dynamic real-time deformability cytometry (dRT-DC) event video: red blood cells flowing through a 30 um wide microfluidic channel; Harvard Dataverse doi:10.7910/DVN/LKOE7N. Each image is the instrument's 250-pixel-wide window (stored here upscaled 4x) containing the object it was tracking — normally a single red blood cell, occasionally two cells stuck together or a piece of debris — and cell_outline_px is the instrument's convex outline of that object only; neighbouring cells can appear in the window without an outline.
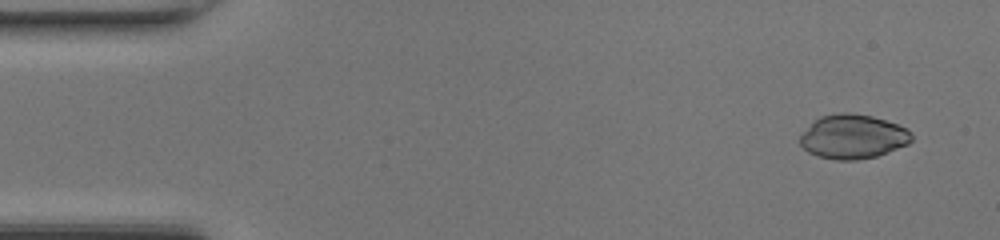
{"species": "common noctule bat (a hibernating species)", "species_latin": "Nyctalus noctula", "temperature_condition": "room temperature", "stored_images_in_passage": 44, "camera_frame_rate_fps": 3000, "um_per_image_px": 0.085, "animal": {"sex": "female", "body_mass_g": 17.0, "forearm_length_mm": 48.0}, "frame": {"image": 1, "passage_image": 3, "time_ms": 0.667, "image_size_px": [1000, 240], "cell_outline_px": [[912, 140], [908, 144], [876, 156], [856, 160], [836, 160], [820, 156], [808, 152], [800, 144], [800, 136], [820, 116], [840, 112], [848, 112], [872, 116], [908, 128], [912, 132]], "centroid_in_image_um": [72.52, 11.61], "position_along_channel_um": 12.5, "area_um2": 28.5}}
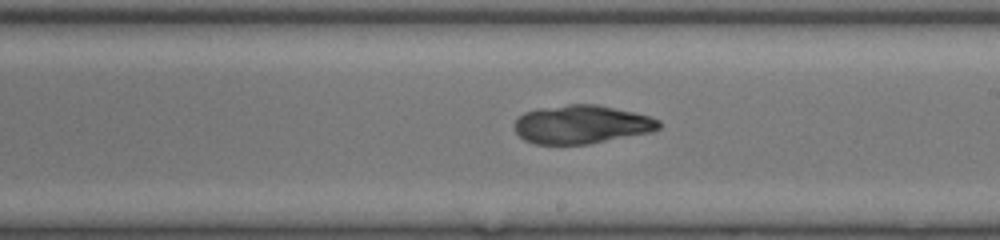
{"frame": {"image": 2, "passage_image": 27, "time_ms": 8.667, "image_size_px": [1000, 240], "cell_outline_px": [[660, 128], [652, 132], [588, 144], [536, 144], [524, 140], [516, 132], [516, 120], [524, 112], [540, 108], [568, 104], [596, 104], [652, 116], [660, 120]], "centroid_in_image_um": [49.47, 10.57], "position_along_channel_um": 239.5, "area_um2": 32.37}}
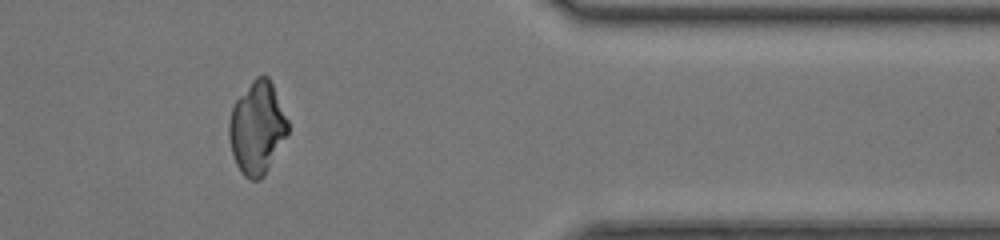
{"frame": {"image": 3, "passage_image": 39, "time_ms": 12.667, "image_size_px": [1000, 240], "cell_outline_px": [[288, 132], [264, 176], [260, 180], [248, 180], [240, 172], [236, 164], [232, 152], [228, 136], [228, 124], [232, 108], [236, 100], [252, 80], [256, 76], [268, 76], [272, 84], [288, 120]], "centroid_in_image_um": [21.83, 10.89], "position_along_channel_um": 389.6, "area_um2": 31.5}}